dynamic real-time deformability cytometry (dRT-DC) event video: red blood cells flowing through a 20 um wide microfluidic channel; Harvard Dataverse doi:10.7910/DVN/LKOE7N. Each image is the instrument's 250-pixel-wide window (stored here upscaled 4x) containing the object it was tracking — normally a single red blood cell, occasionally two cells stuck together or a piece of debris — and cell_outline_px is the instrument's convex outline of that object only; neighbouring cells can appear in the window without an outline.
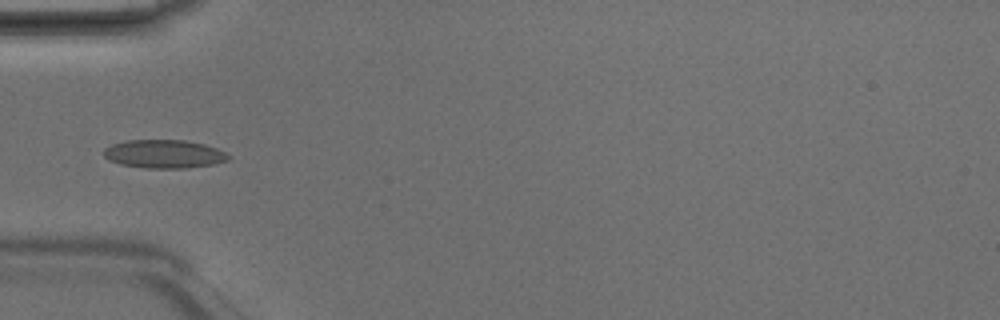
{"species": "Egyptian fruit bat (a non-hibernating species)", "species_latin": "Rousettus aegyptiacus", "temperature_condition": "room temperature", "stored_images_in_passage": 3, "camera_frame_rate_fps": 3000, "um_per_image_px": 0.085, "animal": {"sex": "male"}, "frame": {"image": 1, "passage_image": 2, "time_ms": 0.333, "image_size_px": [1000, 320], "cell_outline_px": [[232, 156], [228, 160], [212, 164], [184, 168], [144, 168], [120, 164], [108, 160], [104, 156], [104, 148], [112, 144], [128, 140], [184, 140], [204, 144], [216, 148]], "centroid_in_image_um": [13.93, 13.09], "position_along_channel_um": 71.1, "area_um2": 20.58}}